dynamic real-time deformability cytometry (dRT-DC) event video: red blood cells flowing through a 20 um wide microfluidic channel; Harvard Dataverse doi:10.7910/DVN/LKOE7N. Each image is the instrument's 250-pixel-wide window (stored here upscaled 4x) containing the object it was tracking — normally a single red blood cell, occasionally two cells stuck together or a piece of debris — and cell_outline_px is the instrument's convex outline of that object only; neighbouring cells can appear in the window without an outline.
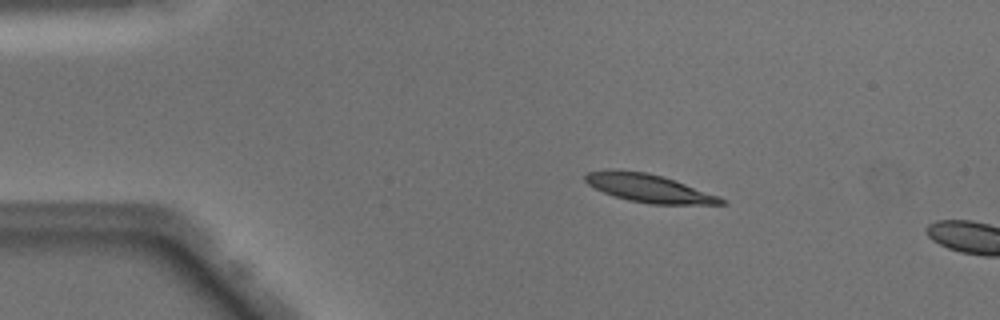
{"species": "Egyptian fruit bat (a non-hibernating species)", "species_latin": "Rousettus aegyptiacus", "temperature_condition": "warm", "stored_images_in_passage": 11, "camera_frame_rate_fps": 3000, "um_per_image_px": 0.085, "animal": {"sex": "male"}, "frame": {"image": 1, "passage_image": 8, "time_ms": 2.333, "image_size_px": [1000, 320], "cell_outline_px": [[728, 204], [648, 204], [628, 200], [604, 192], [588, 184], [584, 180], [584, 176], [588, 172], [608, 168], [616, 168], [648, 172], [664, 176], [720, 196], [728, 200]], "centroid_in_image_um": [55.16, 15.97], "position_along_channel_um": 29.8, "area_um2": 22.66}}